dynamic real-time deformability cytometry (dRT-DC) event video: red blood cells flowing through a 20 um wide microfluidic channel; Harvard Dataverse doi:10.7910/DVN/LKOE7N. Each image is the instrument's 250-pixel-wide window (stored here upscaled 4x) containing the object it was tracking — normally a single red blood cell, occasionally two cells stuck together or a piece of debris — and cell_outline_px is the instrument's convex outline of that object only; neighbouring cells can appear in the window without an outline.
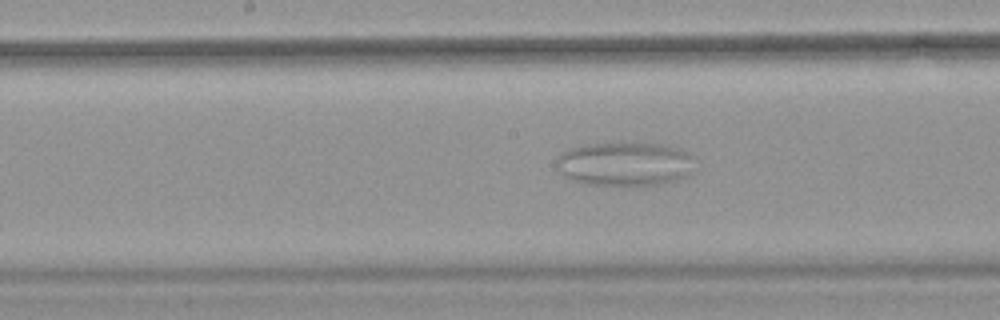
{"species": "common noctule bat (a hibernating species)", "species_latin": "Nyctalus noctula", "temperature_condition": "warm", "stored_images_in_passage": 38, "camera_frame_rate_fps": 3000, "um_per_image_px": 0.085, "animal": {"sex": "female", "body_mass_g": 18.4}, "frame": {"image": 1, "passage_image": 12, "time_ms": 3.667, "image_size_px": [1000, 320], "cell_outline_px": [[688, 176], [676, 180], [660, 184], [584, 184], [572, 180], [564, 176], [556, 160], [564, 152], [572, 148], [584, 144], [620, 140], [640, 140], [668, 144], [680, 148], [688, 152]], "centroid_in_image_um": [53.08, 13.85], "position_along_channel_um": 195.1, "area_um2": 35.72}}
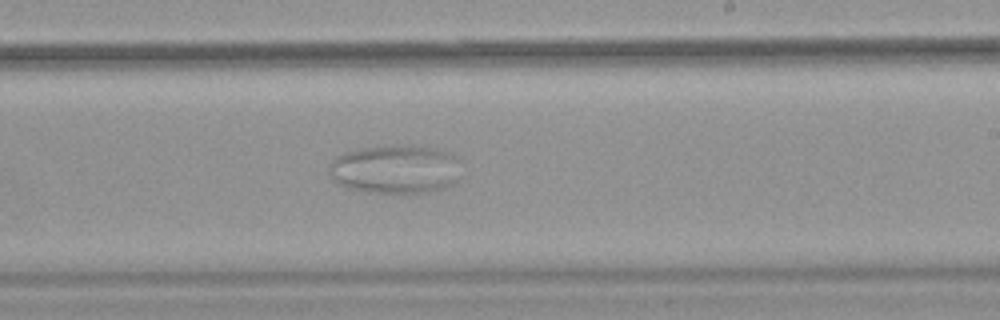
{"frame": {"image": 2, "passage_image": 17, "time_ms": 5.333, "image_size_px": [1000, 320], "cell_outline_px": [[456, 180], [452, 184], [444, 188], [424, 192], [368, 192], [348, 188], [332, 180], [332, 160], [336, 156], [344, 152], [364, 148], [432, 148], [456, 156]], "centroid_in_image_um": [33.55, 14.43], "position_along_channel_um": 255.5, "area_um2": 35.66}}